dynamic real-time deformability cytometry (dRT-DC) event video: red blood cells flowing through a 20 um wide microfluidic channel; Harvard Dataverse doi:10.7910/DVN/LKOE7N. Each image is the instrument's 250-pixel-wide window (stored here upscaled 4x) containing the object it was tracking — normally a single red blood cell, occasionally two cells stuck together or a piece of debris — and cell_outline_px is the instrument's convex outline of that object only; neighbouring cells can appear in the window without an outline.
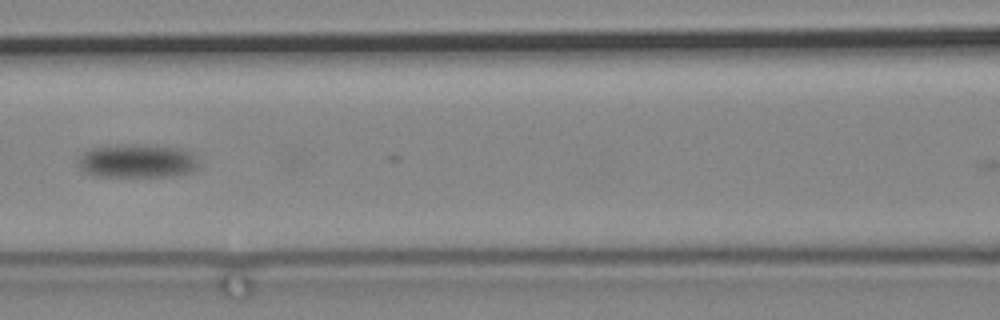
{"species": "common noctule bat (a hibernating species)", "species_latin": "Nyctalus noctula", "temperature_condition": "cold", "stored_images_in_passage": 14, "camera_frame_rate_fps": 3000, "um_per_image_px": 0.085, "animal": {"sex": "male", "body_mass_g": 19.2, "forearm_length_mm": 51.8}, "frame": {"image": 1, "passage_image": 11, "time_ms": 3.333, "image_size_px": [1000, 320], "cell_outline_px": [[196, 168], [192, 172], [176, 176], [92, 176], [84, 172], [80, 168], [76, 160], [88, 148], [116, 144], [144, 144], [180, 148], [192, 152], [196, 160]], "centroid_in_image_um": [11.61, 13.67], "position_along_channel_um": 155.0, "area_um2": 24.04}}